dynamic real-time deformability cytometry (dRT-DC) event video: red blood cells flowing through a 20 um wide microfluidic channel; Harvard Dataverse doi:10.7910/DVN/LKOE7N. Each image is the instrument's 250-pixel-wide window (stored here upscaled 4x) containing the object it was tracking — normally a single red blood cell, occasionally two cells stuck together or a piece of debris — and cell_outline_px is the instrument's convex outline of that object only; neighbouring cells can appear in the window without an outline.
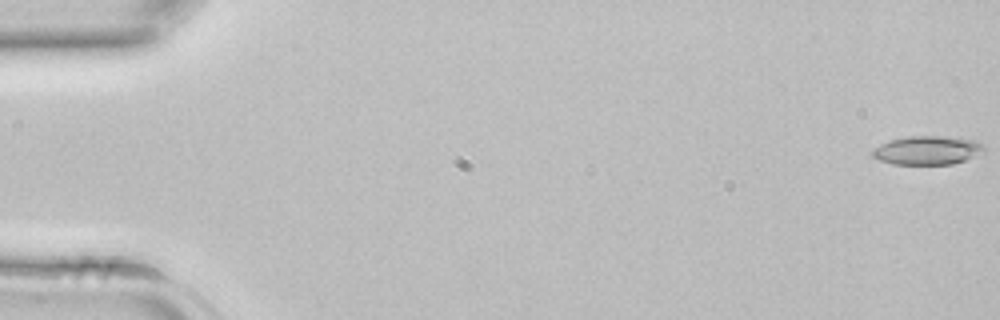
{"species": "common noctule bat (a hibernating species)", "species_latin": "Nyctalus noctula", "temperature_condition": "room temperature", "stored_images_in_passage": 9, "camera_frame_rate_fps": 3000, "um_per_image_px": 0.085, "animal": {"sex": "female", "body_mass_g": 22.7, "forearm_length_mm": 54.2}, "frame": {"image": 1, "passage_image": 1, "time_ms": 0.0, "image_size_px": [1000, 320], "cell_outline_px": [[984, 152], [964, 160], [952, 164], [892, 164], [876, 160], [872, 156], [872, 148], [888, 140], [912, 136], [944, 136], [976, 140], [984, 144]], "centroid_in_image_um": [78.79, 12.77], "position_along_channel_um": 6.2, "area_um2": 18.84}}